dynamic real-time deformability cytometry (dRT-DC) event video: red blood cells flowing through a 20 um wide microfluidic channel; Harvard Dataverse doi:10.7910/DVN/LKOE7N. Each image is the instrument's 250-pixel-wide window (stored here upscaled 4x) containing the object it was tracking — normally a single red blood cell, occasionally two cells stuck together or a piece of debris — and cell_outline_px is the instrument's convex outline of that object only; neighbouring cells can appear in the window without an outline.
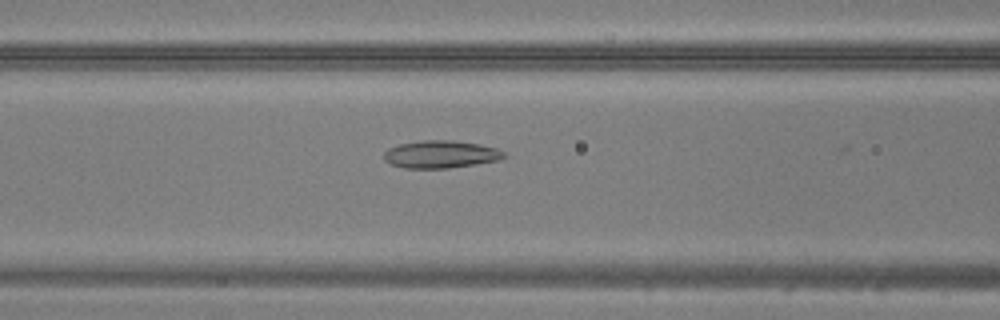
{"species": "common noctule bat (a hibernating species)", "species_latin": "Nyctalus noctula", "temperature_condition": "warm", "stored_images_in_passage": 40, "camera_frame_rate_fps": 3000, "um_per_image_px": 0.085, "animal": {"sex": "male", "body_mass_g": 20.5, "forearm_length_mm": 52.5}, "frame": {"image": 1, "passage_image": 17, "time_ms": 5.333, "image_size_px": [1000, 320], "cell_outline_px": [[508, 156], [500, 160], [476, 164], [448, 168], [404, 168], [392, 164], [384, 160], [384, 152], [388, 148], [400, 144], [424, 140], [452, 140], [480, 144], [496, 148], [504, 152]], "centroid_in_image_um": [37.49, 13.12], "position_along_channel_um": 129.1, "area_um2": 19.31}}
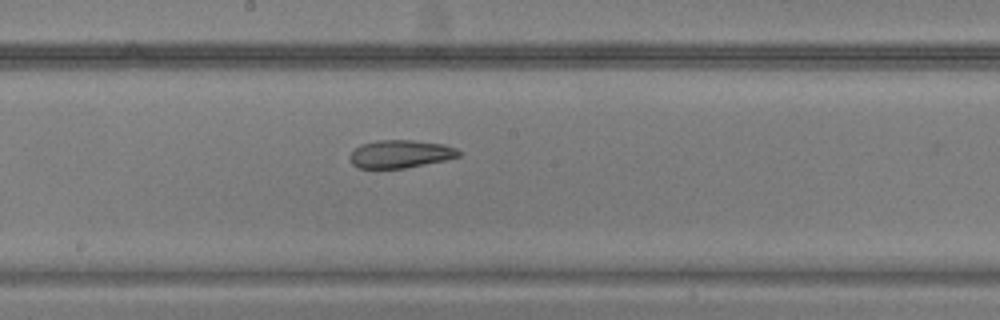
{"frame": {"image": 2, "passage_image": 23, "time_ms": 7.333, "image_size_px": [1000, 320], "cell_outline_px": [[464, 152], [460, 156], [444, 160], [404, 168], [360, 168], [352, 164], [348, 156], [360, 144], [376, 140], [412, 140], [444, 144], [456, 148]], "centroid_in_image_um": [34.04, 13.08], "position_along_channel_um": 214.2, "area_um2": 17.74}}
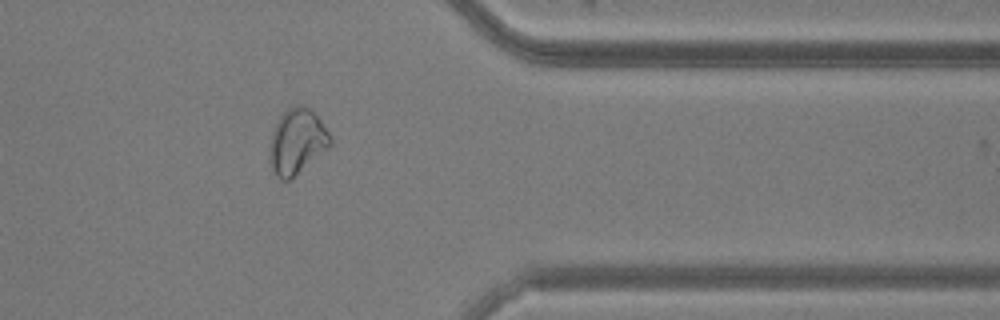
{"frame": {"image": 3, "passage_image": 36, "time_ms": 11.667, "image_size_px": [1000, 320], "cell_outline_px": [[332, 144], [328, 148], [288, 180], [280, 180], [276, 176], [272, 168], [268, 156], [268, 152], [272, 132], [280, 116], [288, 108], [296, 104], [300, 104], [312, 108], [316, 112], [328, 132], [332, 140]], "centroid_in_image_um": [25.24, 11.98], "position_along_channel_um": 386.2, "area_um2": 23.06}}